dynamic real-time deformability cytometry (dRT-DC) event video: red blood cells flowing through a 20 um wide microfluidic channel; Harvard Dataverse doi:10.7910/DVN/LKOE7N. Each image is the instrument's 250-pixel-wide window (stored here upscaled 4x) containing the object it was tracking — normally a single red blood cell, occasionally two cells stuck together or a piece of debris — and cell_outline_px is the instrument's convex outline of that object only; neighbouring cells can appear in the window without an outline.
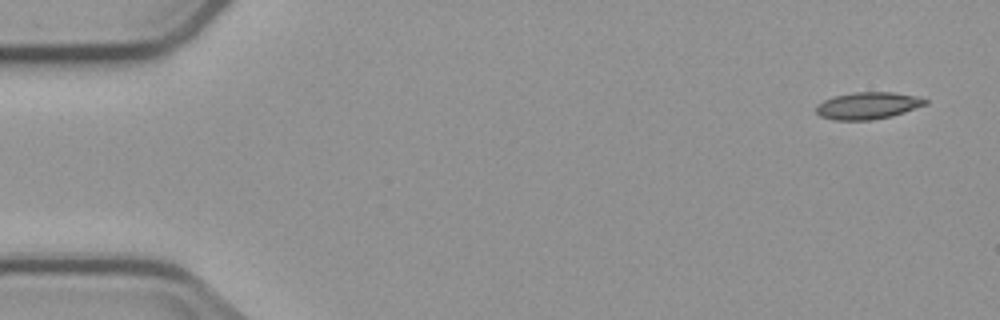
{"species": "common noctule bat (a hibernating species)", "species_latin": "Nyctalus noctula", "temperature_condition": "cold", "stored_images_in_passage": 5, "camera_frame_rate_fps": 3000, "um_per_image_px": 0.085, "animal": {"sex": "male", "body_mass_g": 23.1, "forearm_length_mm": 52.7}, "frame": {"image": 1, "passage_image": 1, "time_ms": 0.0, "image_size_px": [1000, 320], "cell_outline_px": [[928, 104], [892, 116], [872, 120], [832, 120], [820, 116], [816, 112], [816, 104], [824, 100], [836, 96], [856, 92], [892, 92], [916, 96], [928, 100]], "centroid_in_image_um": [73.76, 8.99], "position_along_channel_um": 11.2, "area_um2": 17.17}}
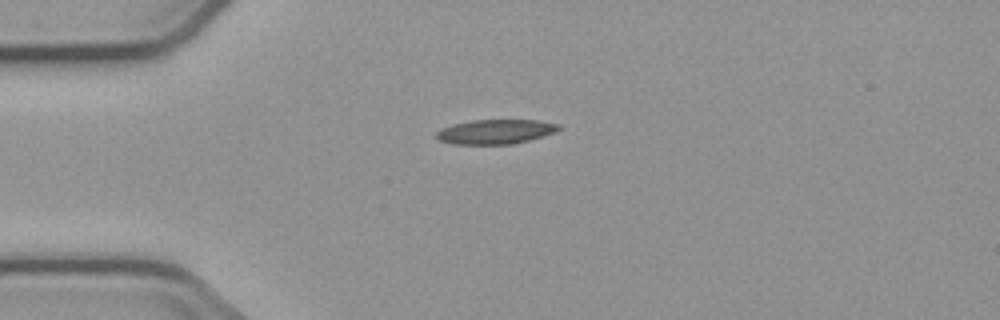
{"frame": {"image": 2, "passage_image": 4, "time_ms": 3.667, "image_size_px": [1000, 320], "cell_outline_px": [[564, 128], [544, 136], [512, 144], [452, 144], [440, 140], [436, 136], [436, 132], [444, 128], [456, 124], [472, 120], [540, 120], [560, 124]], "centroid_in_image_um": [42.2, 11.19], "position_along_channel_um": 42.8, "area_um2": 17.4}}